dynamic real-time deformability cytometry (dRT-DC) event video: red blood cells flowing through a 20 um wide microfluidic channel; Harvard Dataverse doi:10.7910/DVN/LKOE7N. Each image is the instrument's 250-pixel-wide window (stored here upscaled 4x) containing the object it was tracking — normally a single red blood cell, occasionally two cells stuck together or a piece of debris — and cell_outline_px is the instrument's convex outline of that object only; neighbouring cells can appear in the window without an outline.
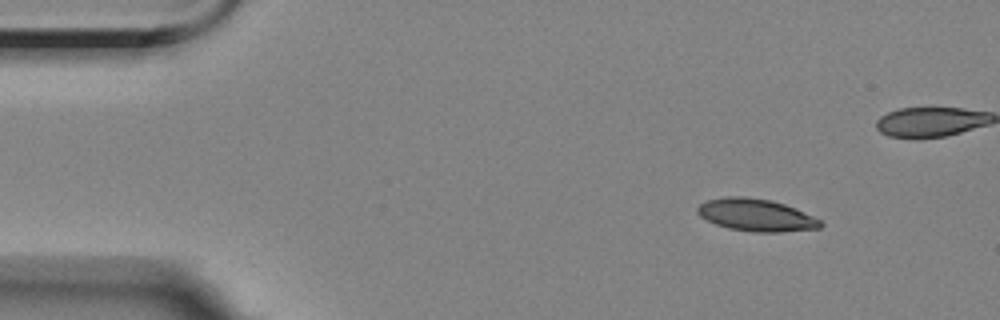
{"species": "Egyptian fruit bat (a non-hibernating species)", "species_latin": "Rousettus aegyptiacus", "temperature_condition": "room temperature", "stored_images_in_passage": 5, "segment_of_instrument_passage": [1, 2], "camera_frame_rate_fps": 3000, "um_per_image_px": 0.085, "animal": {"sex": "female"}, "frame": {"image": 1, "passage_image": 1, "time_ms": 0.0, "image_size_px": [1000, 320], "cell_outline_px": [[824, 224], [820, 228], [780, 232], [752, 232], [728, 228], [716, 224], [700, 216], [696, 212], [696, 208], [700, 204], [708, 200], [724, 196], [744, 196], [772, 200], [784, 204], [812, 216], [820, 220]], "centroid_in_image_um": [64.24, 18.27], "position_along_channel_um": 20.8, "area_um2": 23.12}}
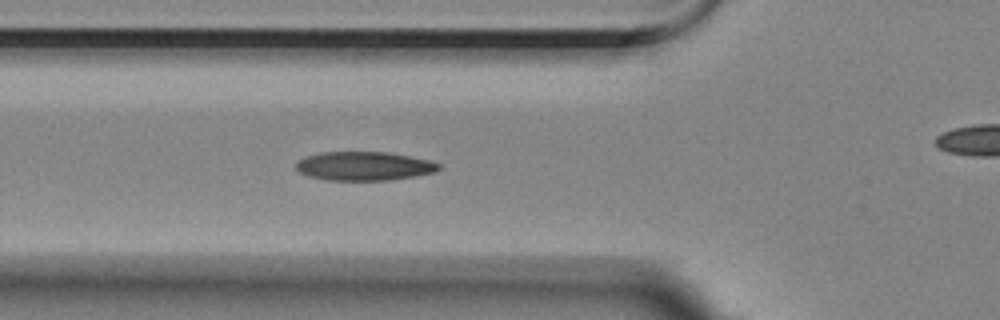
{"frame": {"image": 2, "passage_image": 4, "time_ms": 4.333, "image_size_px": [1000, 320], "cell_outline_px": [[440, 168], [432, 172], [416, 176], [388, 180], [328, 180], [308, 176], [300, 172], [296, 168], [296, 160], [304, 156], [320, 152], [384, 152], [408, 156], [428, 160], [440, 164]], "centroid_in_image_um": [30.88, 14.11], "position_along_channel_um": 94.9, "area_um2": 23.87}}